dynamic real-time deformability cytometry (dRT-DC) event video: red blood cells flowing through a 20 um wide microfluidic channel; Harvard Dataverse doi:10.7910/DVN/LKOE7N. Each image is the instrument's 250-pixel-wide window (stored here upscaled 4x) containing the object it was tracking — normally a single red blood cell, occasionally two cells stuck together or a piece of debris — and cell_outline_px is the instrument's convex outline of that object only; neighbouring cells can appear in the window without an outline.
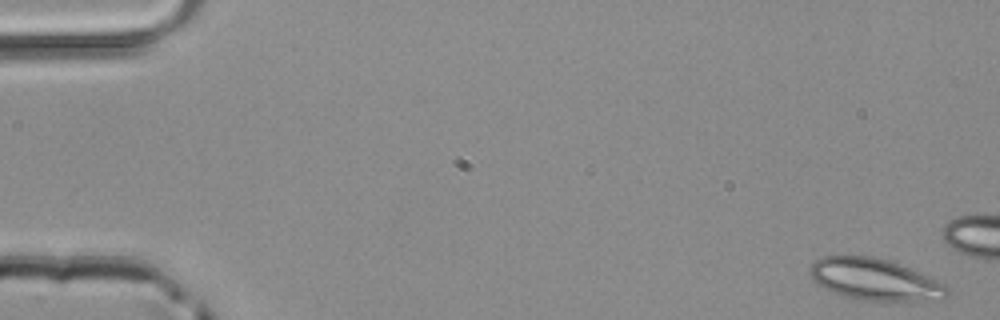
{"species": "common noctule bat (a hibernating species)", "species_latin": "Nyctalus noctula", "temperature_condition": "room temperature", "stored_images_in_passage": 14, "camera_frame_rate_fps": 3000, "um_per_image_px": 0.085, "animal": {"sex": "male", "body_mass_g": 20.4}, "frame": {"image": 1, "passage_image": 1, "time_ms": 0.0, "image_size_px": [1000, 320], "cell_outline_px": [[952, 292], [944, 300], [864, 300], [844, 296], [832, 292], [816, 284], [812, 280], [808, 272], [812, 264], [816, 260], [824, 256], [840, 252], [876, 256], [888, 260], [908, 268], [936, 280], [944, 284]], "centroid_in_image_um": [74.29, 23.71], "position_along_channel_um": 10.7, "area_um2": 33.93}}